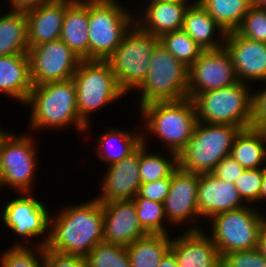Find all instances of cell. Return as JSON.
<instances>
[{"label": "cell", "instance_id": "cell-7", "mask_svg": "<svg viewBox=\"0 0 266 267\" xmlns=\"http://www.w3.org/2000/svg\"><path fill=\"white\" fill-rule=\"evenodd\" d=\"M8 128L0 131V165L5 188L15 193H34L39 151L36 135L13 133ZM36 178V179H35Z\"/></svg>", "mask_w": 266, "mask_h": 267}, {"label": "cell", "instance_id": "cell-12", "mask_svg": "<svg viewBox=\"0 0 266 267\" xmlns=\"http://www.w3.org/2000/svg\"><path fill=\"white\" fill-rule=\"evenodd\" d=\"M18 195L8 202L6 200L5 204L0 206V219L3 222L1 224L7 227L11 234L14 233L20 238L11 246H34L29 243L31 239L37 240L35 247L46 246L49 241L51 211L46 204H43L44 202L34 197L33 193H19Z\"/></svg>", "mask_w": 266, "mask_h": 267}, {"label": "cell", "instance_id": "cell-3", "mask_svg": "<svg viewBox=\"0 0 266 267\" xmlns=\"http://www.w3.org/2000/svg\"><path fill=\"white\" fill-rule=\"evenodd\" d=\"M139 112L143 121L141 127H144L142 143L151 145L148 136L153 135L162 142L161 149L177 155L186 147L197 123L194 103L188 97L176 101L148 103L140 107Z\"/></svg>", "mask_w": 266, "mask_h": 267}, {"label": "cell", "instance_id": "cell-40", "mask_svg": "<svg viewBox=\"0 0 266 267\" xmlns=\"http://www.w3.org/2000/svg\"><path fill=\"white\" fill-rule=\"evenodd\" d=\"M42 267H86V260L81 256L54 252L44 246Z\"/></svg>", "mask_w": 266, "mask_h": 267}, {"label": "cell", "instance_id": "cell-49", "mask_svg": "<svg viewBox=\"0 0 266 267\" xmlns=\"http://www.w3.org/2000/svg\"><path fill=\"white\" fill-rule=\"evenodd\" d=\"M146 1H161V2H195L196 0H146Z\"/></svg>", "mask_w": 266, "mask_h": 267}, {"label": "cell", "instance_id": "cell-1", "mask_svg": "<svg viewBox=\"0 0 266 267\" xmlns=\"http://www.w3.org/2000/svg\"><path fill=\"white\" fill-rule=\"evenodd\" d=\"M84 203H68L51 212L49 241L46 247L54 252L85 258L103 242L104 213L102 203L91 198ZM54 214V215H53Z\"/></svg>", "mask_w": 266, "mask_h": 267}, {"label": "cell", "instance_id": "cell-16", "mask_svg": "<svg viewBox=\"0 0 266 267\" xmlns=\"http://www.w3.org/2000/svg\"><path fill=\"white\" fill-rule=\"evenodd\" d=\"M224 47L231 56L238 81L250 85L266 81V43L232 31L226 34Z\"/></svg>", "mask_w": 266, "mask_h": 267}, {"label": "cell", "instance_id": "cell-47", "mask_svg": "<svg viewBox=\"0 0 266 267\" xmlns=\"http://www.w3.org/2000/svg\"><path fill=\"white\" fill-rule=\"evenodd\" d=\"M5 190V183H4V177H3V174H2V168H1V165H0V194L2 196V191L1 190Z\"/></svg>", "mask_w": 266, "mask_h": 267}, {"label": "cell", "instance_id": "cell-44", "mask_svg": "<svg viewBox=\"0 0 266 267\" xmlns=\"http://www.w3.org/2000/svg\"><path fill=\"white\" fill-rule=\"evenodd\" d=\"M158 267H179L177 263L176 256L174 253L169 250L164 257L161 259V262Z\"/></svg>", "mask_w": 266, "mask_h": 267}, {"label": "cell", "instance_id": "cell-10", "mask_svg": "<svg viewBox=\"0 0 266 267\" xmlns=\"http://www.w3.org/2000/svg\"><path fill=\"white\" fill-rule=\"evenodd\" d=\"M159 38L143 31L136 23L124 35L121 44L107 60L120 90L127 96L144 82L151 56Z\"/></svg>", "mask_w": 266, "mask_h": 267}, {"label": "cell", "instance_id": "cell-15", "mask_svg": "<svg viewBox=\"0 0 266 267\" xmlns=\"http://www.w3.org/2000/svg\"><path fill=\"white\" fill-rule=\"evenodd\" d=\"M232 59L225 47L204 50L188 68V98L198 93L221 89L237 83Z\"/></svg>", "mask_w": 266, "mask_h": 267}, {"label": "cell", "instance_id": "cell-13", "mask_svg": "<svg viewBox=\"0 0 266 267\" xmlns=\"http://www.w3.org/2000/svg\"><path fill=\"white\" fill-rule=\"evenodd\" d=\"M198 183L199 174L185 171L179 166L171 174L170 189L164 201V213L169 226L179 228L187 224L184 231L204 229L200 222L203 219L198 212Z\"/></svg>", "mask_w": 266, "mask_h": 267}, {"label": "cell", "instance_id": "cell-38", "mask_svg": "<svg viewBox=\"0 0 266 267\" xmlns=\"http://www.w3.org/2000/svg\"><path fill=\"white\" fill-rule=\"evenodd\" d=\"M221 267H266V258L256 247L223 255Z\"/></svg>", "mask_w": 266, "mask_h": 267}, {"label": "cell", "instance_id": "cell-30", "mask_svg": "<svg viewBox=\"0 0 266 267\" xmlns=\"http://www.w3.org/2000/svg\"><path fill=\"white\" fill-rule=\"evenodd\" d=\"M148 150L149 147L144 143L140 145L139 174L141 183L171 178V174L178 167V155L166 150L150 151L151 153Z\"/></svg>", "mask_w": 266, "mask_h": 267}, {"label": "cell", "instance_id": "cell-2", "mask_svg": "<svg viewBox=\"0 0 266 267\" xmlns=\"http://www.w3.org/2000/svg\"><path fill=\"white\" fill-rule=\"evenodd\" d=\"M25 107L30 109L28 129L31 133L48 128L62 131L71 125L77 135L85 132L86 125L78 114L77 89L73 79L33 86Z\"/></svg>", "mask_w": 266, "mask_h": 267}, {"label": "cell", "instance_id": "cell-27", "mask_svg": "<svg viewBox=\"0 0 266 267\" xmlns=\"http://www.w3.org/2000/svg\"><path fill=\"white\" fill-rule=\"evenodd\" d=\"M230 156L244 169L266 168V131L241 130L235 137Z\"/></svg>", "mask_w": 266, "mask_h": 267}, {"label": "cell", "instance_id": "cell-48", "mask_svg": "<svg viewBox=\"0 0 266 267\" xmlns=\"http://www.w3.org/2000/svg\"><path fill=\"white\" fill-rule=\"evenodd\" d=\"M253 5H258L259 7L266 9V0H251Z\"/></svg>", "mask_w": 266, "mask_h": 267}, {"label": "cell", "instance_id": "cell-46", "mask_svg": "<svg viewBox=\"0 0 266 267\" xmlns=\"http://www.w3.org/2000/svg\"><path fill=\"white\" fill-rule=\"evenodd\" d=\"M266 200V168H263V178H262V183H261V190H260V196H259V201L261 203Z\"/></svg>", "mask_w": 266, "mask_h": 267}, {"label": "cell", "instance_id": "cell-4", "mask_svg": "<svg viewBox=\"0 0 266 267\" xmlns=\"http://www.w3.org/2000/svg\"><path fill=\"white\" fill-rule=\"evenodd\" d=\"M72 79L77 89L78 114L86 125L83 135L86 137L92 130L90 117L126 96L120 90L108 61L82 60Z\"/></svg>", "mask_w": 266, "mask_h": 267}, {"label": "cell", "instance_id": "cell-29", "mask_svg": "<svg viewBox=\"0 0 266 267\" xmlns=\"http://www.w3.org/2000/svg\"><path fill=\"white\" fill-rule=\"evenodd\" d=\"M167 234H147L126 247L131 267H158L170 250L171 237Z\"/></svg>", "mask_w": 266, "mask_h": 267}, {"label": "cell", "instance_id": "cell-6", "mask_svg": "<svg viewBox=\"0 0 266 267\" xmlns=\"http://www.w3.org/2000/svg\"><path fill=\"white\" fill-rule=\"evenodd\" d=\"M241 130L229 124L197 121L192 137L178 154V166L197 174L211 173L223 158L230 156L235 137Z\"/></svg>", "mask_w": 266, "mask_h": 267}, {"label": "cell", "instance_id": "cell-25", "mask_svg": "<svg viewBox=\"0 0 266 267\" xmlns=\"http://www.w3.org/2000/svg\"><path fill=\"white\" fill-rule=\"evenodd\" d=\"M89 0H74L67 8L60 39L81 59L89 60Z\"/></svg>", "mask_w": 266, "mask_h": 267}, {"label": "cell", "instance_id": "cell-20", "mask_svg": "<svg viewBox=\"0 0 266 267\" xmlns=\"http://www.w3.org/2000/svg\"><path fill=\"white\" fill-rule=\"evenodd\" d=\"M204 230L184 231L171 239L170 250L179 267H221L216 245Z\"/></svg>", "mask_w": 266, "mask_h": 267}, {"label": "cell", "instance_id": "cell-22", "mask_svg": "<svg viewBox=\"0 0 266 267\" xmlns=\"http://www.w3.org/2000/svg\"><path fill=\"white\" fill-rule=\"evenodd\" d=\"M74 0H53L25 12L28 47L60 39L68 6Z\"/></svg>", "mask_w": 266, "mask_h": 267}, {"label": "cell", "instance_id": "cell-18", "mask_svg": "<svg viewBox=\"0 0 266 267\" xmlns=\"http://www.w3.org/2000/svg\"><path fill=\"white\" fill-rule=\"evenodd\" d=\"M102 207L103 242L127 247L148 234L139 224L133 200H113Z\"/></svg>", "mask_w": 266, "mask_h": 267}, {"label": "cell", "instance_id": "cell-11", "mask_svg": "<svg viewBox=\"0 0 266 267\" xmlns=\"http://www.w3.org/2000/svg\"><path fill=\"white\" fill-rule=\"evenodd\" d=\"M135 92L140 95L137 109L152 102L187 98L188 67L159 43L151 56L147 76Z\"/></svg>", "mask_w": 266, "mask_h": 267}, {"label": "cell", "instance_id": "cell-35", "mask_svg": "<svg viewBox=\"0 0 266 267\" xmlns=\"http://www.w3.org/2000/svg\"><path fill=\"white\" fill-rule=\"evenodd\" d=\"M6 248L0 252V267H42L43 265L44 246Z\"/></svg>", "mask_w": 266, "mask_h": 267}, {"label": "cell", "instance_id": "cell-21", "mask_svg": "<svg viewBox=\"0 0 266 267\" xmlns=\"http://www.w3.org/2000/svg\"><path fill=\"white\" fill-rule=\"evenodd\" d=\"M144 8L135 12V23L156 37L181 30L188 7L194 2L147 1ZM138 12V13H137Z\"/></svg>", "mask_w": 266, "mask_h": 267}, {"label": "cell", "instance_id": "cell-17", "mask_svg": "<svg viewBox=\"0 0 266 267\" xmlns=\"http://www.w3.org/2000/svg\"><path fill=\"white\" fill-rule=\"evenodd\" d=\"M140 146L121 161L107 166L105 175L100 179V194L94 196L100 203L113 200H133L141 185Z\"/></svg>", "mask_w": 266, "mask_h": 267}, {"label": "cell", "instance_id": "cell-31", "mask_svg": "<svg viewBox=\"0 0 266 267\" xmlns=\"http://www.w3.org/2000/svg\"><path fill=\"white\" fill-rule=\"evenodd\" d=\"M226 33L236 31L253 5L251 0H197Z\"/></svg>", "mask_w": 266, "mask_h": 267}, {"label": "cell", "instance_id": "cell-23", "mask_svg": "<svg viewBox=\"0 0 266 267\" xmlns=\"http://www.w3.org/2000/svg\"><path fill=\"white\" fill-rule=\"evenodd\" d=\"M32 89L28 54L0 56V93L24 106Z\"/></svg>", "mask_w": 266, "mask_h": 267}, {"label": "cell", "instance_id": "cell-42", "mask_svg": "<svg viewBox=\"0 0 266 267\" xmlns=\"http://www.w3.org/2000/svg\"><path fill=\"white\" fill-rule=\"evenodd\" d=\"M245 169L231 156L223 158L211 172L216 178L234 183Z\"/></svg>", "mask_w": 266, "mask_h": 267}, {"label": "cell", "instance_id": "cell-5", "mask_svg": "<svg viewBox=\"0 0 266 267\" xmlns=\"http://www.w3.org/2000/svg\"><path fill=\"white\" fill-rule=\"evenodd\" d=\"M120 0H89V60L107 61L135 23Z\"/></svg>", "mask_w": 266, "mask_h": 267}, {"label": "cell", "instance_id": "cell-24", "mask_svg": "<svg viewBox=\"0 0 266 267\" xmlns=\"http://www.w3.org/2000/svg\"><path fill=\"white\" fill-rule=\"evenodd\" d=\"M182 29L203 50H216L225 45L227 33L197 0L186 10Z\"/></svg>", "mask_w": 266, "mask_h": 267}, {"label": "cell", "instance_id": "cell-37", "mask_svg": "<svg viewBox=\"0 0 266 267\" xmlns=\"http://www.w3.org/2000/svg\"><path fill=\"white\" fill-rule=\"evenodd\" d=\"M262 178L263 168L245 169L234 182L239 195L247 205L260 203Z\"/></svg>", "mask_w": 266, "mask_h": 267}, {"label": "cell", "instance_id": "cell-14", "mask_svg": "<svg viewBox=\"0 0 266 267\" xmlns=\"http://www.w3.org/2000/svg\"><path fill=\"white\" fill-rule=\"evenodd\" d=\"M33 86L73 78L82 61L61 39L28 47Z\"/></svg>", "mask_w": 266, "mask_h": 267}, {"label": "cell", "instance_id": "cell-32", "mask_svg": "<svg viewBox=\"0 0 266 267\" xmlns=\"http://www.w3.org/2000/svg\"><path fill=\"white\" fill-rule=\"evenodd\" d=\"M133 202L139 224L147 233L170 235L169 224L164 213V203L148 200L139 194L134 197Z\"/></svg>", "mask_w": 266, "mask_h": 267}, {"label": "cell", "instance_id": "cell-43", "mask_svg": "<svg viewBox=\"0 0 266 267\" xmlns=\"http://www.w3.org/2000/svg\"><path fill=\"white\" fill-rule=\"evenodd\" d=\"M51 1L53 0H8V7H11L10 10L26 12Z\"/></svg>", "mask_w": 266, "mask_h": 267}, {"label": "cell", "instance_id": "cell-33", "mask_svg": "<svg viewBox=\"0 0 266 267\" xmlns=\"http://www.w3.org/2000/svg\"><path fill=\"white\" fill-rule=\"evenodd\" d=\"M159 41L178 61L188 68L204 51L183 29L163 34L159 37Z\"/></svg>", "mask_w": 266, "mask_h": 267}, {"label": "cell", "instance_id": "cell-39", "mask_svg": "<svg viewBox=\"0 0 266 267\" xmlns=\"http://www.w3.org/2000/svg\"><path fill=\"white\" fill-rule=\"evenodd\" d=\"M250 128L266 131V85L261 90H252V119Z\"/></svg>", "mask_w": 266, "mask_h": 267}, {"label": "cell", "instance_id": "cell-36", "mask_svg": "<svg viewBox=\"0 0 266 267\" xmlns=\"http://www.w3.org/2000/svg\"><path fill=\"white\" fill-rule=\"evenodd\" d=\"M236 32L250 40L266 43V9L252 5Z\"/></svg>", "mask_w": 266, "mask_h": 267}, {"label": "cell", "instance_id": "cell-26", "mask_svg": "<svg viewBox=\"0 0 266 267\" xmlns=\"http://www.w3.org/2000/svg\"><path fill=\"white\" fill-rule=\"evenodd\" d=\"M138 130L133 132L122 130L110 126L103 127L105 133L101 131L96 137V151L95 156L98 157L99 162L103 161L106 166L112 165L115 162L121 161L129 156L142 144V128L141 122ZM115 145V146H114Z\"/></svg>", "mask_w": 266, "mask_h": 267}, {"label": "cell", "instance_id": "cell-9", "mask_svg": "<svg viewBox=\"0 0 266 267\" xmlns=\"http://www.w3.org/2000/svg\"><path fill=\"white\" fill-rule=\"evenodd\" d=\"M246 205L242 208L222 212L209 219L207 234L220 257L228 253L258 247L261 230L266 224V214L260 207ZM259 208V209H258Z\"/></svg>", "mask_w": 266, "mask_h": 267}, {"label": "cell", "instance_id": "cell-28", "mask_svg": "<svg viewBox=\"0 0 266 267\" xmlns=\"http://www.w3.org/2000/svg\"><path fill=\"white\" fill-rule=\"evenodd\" d=\"M3 12L2 10L0 12V56L27 54L28 33L25 12L15 10Z\"/></svg>", "mask_w": 266, "mask_h": 267}, {"label": "cell", "instance_id": "cell-41", "mask_svg": "<svg viewBox=\"0 0 266 267\" xmlns=\"http://www.w3.org/2000/svg\"><path fill=\"white\" fill-rule=\"evenodd\" d=\"M170 189V178L141 183L138 194L151 201L164 203Z\"/></svg>", "mask_w": 266, "mask_h": 267}, {"label": "cell", "instance_id": "cell-34", "mask_svg": "<svg viewBox=\"0 0 266 267\" xmlns=\"http://www.w3.org/2000/svg\"><path fill=\"white\" fill-rule=\"evenodd\" d=\"M85 260L86 267H131L126 247L106 242L97 244Z\"/></svg>", "mask_w": 266, "mask_h": 267}, {"label": "cell", "instance_id": "cell-45", "mask_svg": "<svg viewBox=\"0 0 266 267\" xmlns=\"http://www.w3.org/2000/svg\"><path fill=\"white\" fill-rule=\"evenodd\" d=\"M258 249L266 258V224L261 230V234H260L259 242H258Z\"/></svg>", "mask_w": 266, "mask_h": 267}, {"label": "cell", "instance_id": "cell-19", "mask_svg": "<svg viewBox=\"0 0 266 267\" xmlns=\"http://www.w3.org/2000/svg\"><path fill=\"white\" fill-rule=\"evenodd\" d=\"M197 203L199 216L203 220L247 205L234 183L216 178L211 173L199 174Z\"/></svg>", "mask_w": 266, "mask_h": 267}, {"label": "cell", "instance_id": "cell-8", "mask_svg": "<svg viewBox=\"0 0 266 267\" xmlns=\"http://www.w3.org/2000/svg\"><path fill=\"white\" fill-rule=\"evenodd\" d=\"M252 90L253 86L250 84L238 81L221 89L196 94L192 101L197 121L229 124L242 130L250 128Z\"/></svg>", "mask_w": 266, "mask_h": 267}]
</instances>
